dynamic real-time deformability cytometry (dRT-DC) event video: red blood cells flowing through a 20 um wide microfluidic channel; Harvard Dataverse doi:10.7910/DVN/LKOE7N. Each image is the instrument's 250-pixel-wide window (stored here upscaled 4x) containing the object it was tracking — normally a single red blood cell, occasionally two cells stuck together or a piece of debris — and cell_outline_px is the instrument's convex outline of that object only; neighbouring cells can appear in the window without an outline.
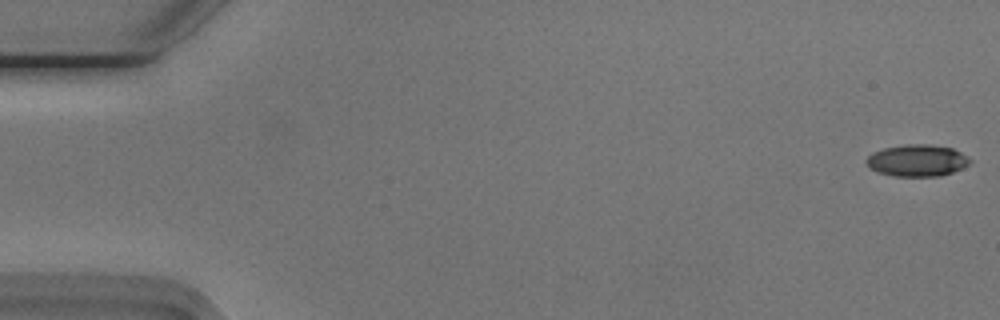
{"species": "Egyptian fruit bat (a non-hibernating species)", "species_latin": "Rousettus aegyptiacus", "temperature_condition": "cold", "stored_images_in_passage": 41, "camera_frame_rate_fps": 3000, "um_per_image_px": 0.085, "animal": {"sex": "male"}, "frame": {"image": 1, "passage_image": 1, "time_ms": 0.0, "image_size_px": [1000, 320], "cell_outline_px": [[972, 160], [968, 164], [952, 172], [940, 176], [896, 176], [880, 172], [872, 168], [864, 160], [872, 152], [884, 148], [904, 144], [932, 144], [952, 148], [960, 152]], "centroid_in_image_um": [77.95, 13.62], "position_along_channel_um": 7.0, "area_um2": 19.02}}
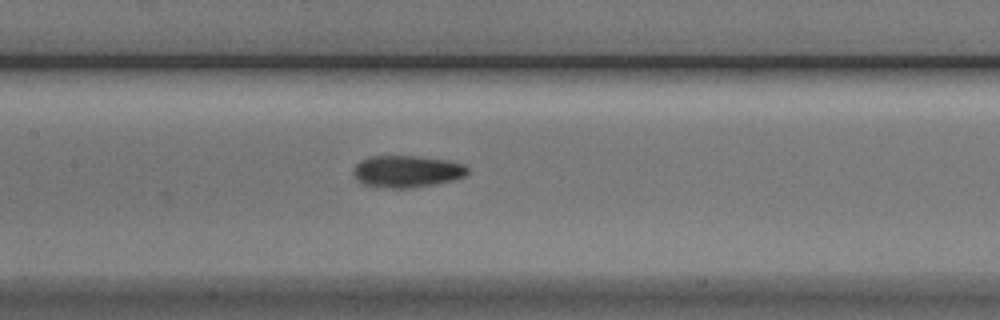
{"frame": {"image": 2, "passage_image": 26, "time_ms": 8.333, "image_size_px": [1000, 320], "cell_outline_px": [[468, 172], [464, 176], [452, 180], [436, 184], [412, 188], [376, 188], [360, 184], [356, 180], [352, 172], [352, 168], [360, 160], [368, 156], [420, 156], [448, 160], [464, 164], [468, 168]], "centroid_in_image_um": [34.52, 14.58], "position_along_channel_um": 172.9, "area_um2": 21.79}}
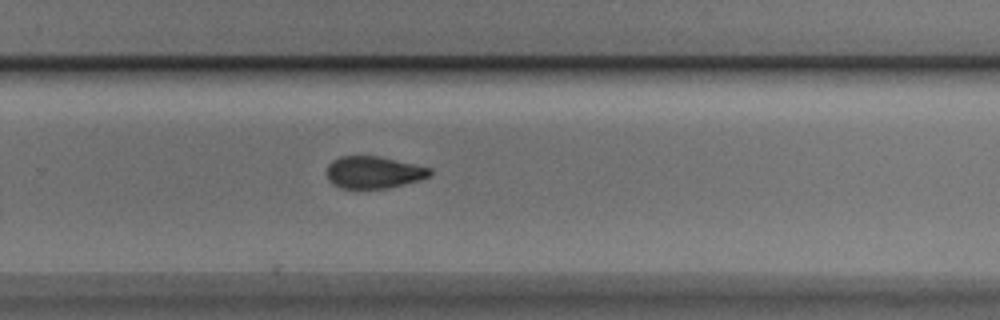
{"frame": {"image": 3, "passage_image": 36, "time_ms": 11.667, "image_size_px": [1000, 320], "cell_outline_px": [[432, 172], [428, 176], [420, 180], [388, 188], [340, 188], [332, 184], [328, 180], [328, 164], [332, 160], [340, 156], [380, 156], [432, 168]], "centroid_in_image_um": [31.76, 14.64], "position_along_channel_um": 298.0, "area_um2": 19.31}}